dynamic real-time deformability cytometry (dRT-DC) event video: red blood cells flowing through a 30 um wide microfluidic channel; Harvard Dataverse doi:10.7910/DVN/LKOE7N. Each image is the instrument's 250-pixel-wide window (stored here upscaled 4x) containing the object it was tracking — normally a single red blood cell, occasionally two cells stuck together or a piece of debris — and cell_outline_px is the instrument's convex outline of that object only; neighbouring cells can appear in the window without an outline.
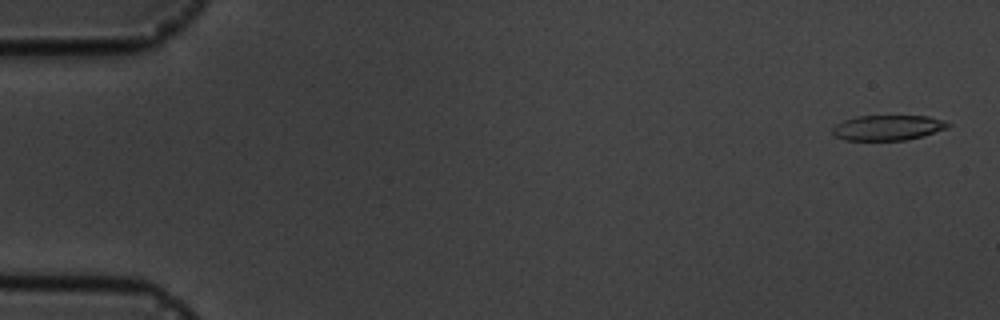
{"species": "common noctule bat (a hibernating species)", "species_latin": "Nyctalus noctula", "temperature_condition": "cold", "stored_images_in_passage": 5, "camera_frame_rate_fps": 3000, "um_per_image_px": 0.085, "animal": {"sex": "male", "body_mass_g": 19.5, "forearm_length_mm": 54.6}, "frame": {"image": 1, "passage_image": 1, "time_ms": 0.0, "image_size_px": [1000, 320], "cell_outline_px": [[952, 124], [948, 128], [924, 136], [908, 140], [844, 140], [836, 136], [832, 132], [832, 128], [836, 124], [844, 120], [856, 116], [928, 116], [944, 120]], "centroid_in_image_um": [75.5, 10.85], "position_along_channel_um": 9.5, "area_um2": 17.11}}
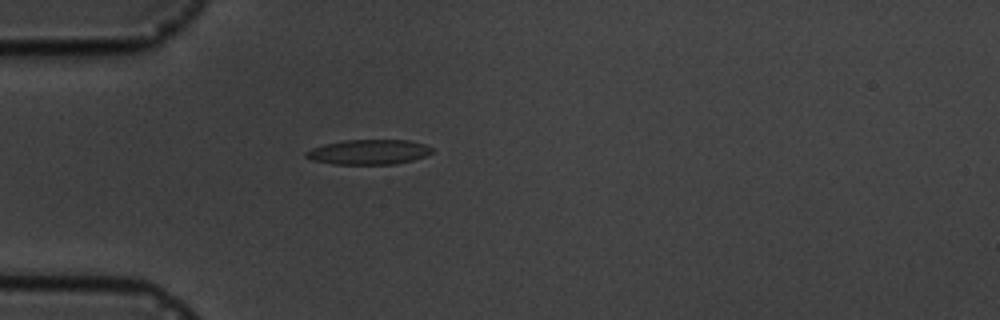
{"frame": {"image": 2, "passage_image": 5, "time_ms": 4.667, "image_size_px": [1000, 320], "cell_outline_px": [[432, 152], [424, 156], [412, 160], [396, 164], [332, 164], [312, 160], [304, 156], [304, 152], [312, 148], [324, 144], [344, 140], [408, 140], [424, 144], [432, 148]], "centroid_in_image_um": [31.3, 12.92], "position_along_channel_um": 53.7, "area_um2": 18.26}}